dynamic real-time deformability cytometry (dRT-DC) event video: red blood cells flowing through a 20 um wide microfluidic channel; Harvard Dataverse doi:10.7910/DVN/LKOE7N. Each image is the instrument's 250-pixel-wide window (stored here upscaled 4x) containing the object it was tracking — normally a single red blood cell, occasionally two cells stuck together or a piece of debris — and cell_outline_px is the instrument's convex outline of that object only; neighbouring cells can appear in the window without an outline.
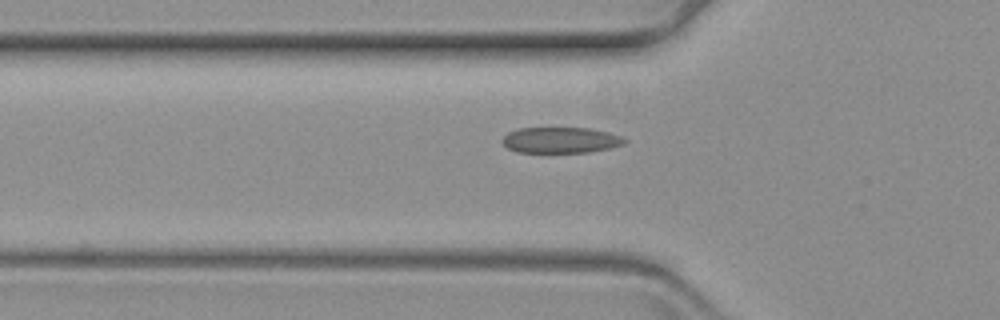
{"species": "common noctule bat (a hibernating species)", "species_latin": "Nyctalus noctula", "temperature_condition": "warm", "stored_images_in_passage": 44, "camera_frame_rate_fps": 3000, "um_per_image_px": 0.085, "animal": {"sex": "female", "body_mass_g": 19.3, "forearm_length_mm": 54.1}, "frame": {"image": 1, "passage_image": 12, "time_ms": 3.667, "image_size_px": [1000, 320], "cell_outline_px": [[628, 140], [624, 144], [608, 148], [588, 152], [516, 152], [508, 148], [500, 140], [508, 132], [520, 128], [588, 128], [608, 132], [624, 136]], "centroid_in_image_um": [47.67, 11.9], "position_along_channel_um": 78.1, "area_um2": 18.44}}
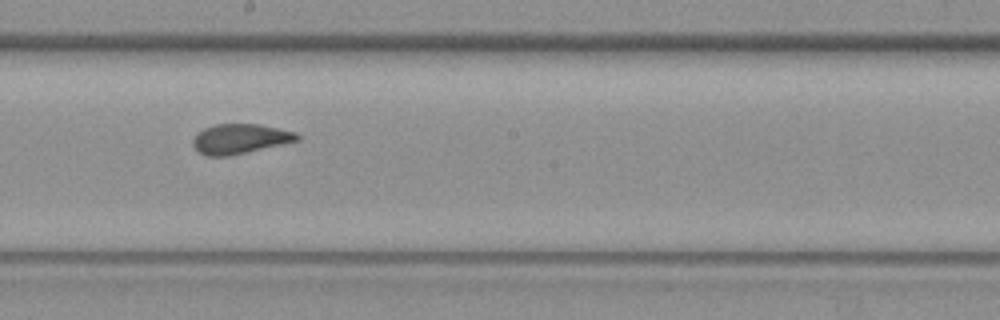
{"frame": {"image": 2, "passage_image": 25, "time_ms": 8.0, "image_size_px": [1000, 320], "cell_outline_px": [[300, 140], [228, 156], [208, 156], [200, 152], [192, 144], [192, 140], [196, 132], [204, 128], [216, 124], [260, 124], [296, 132], [300, 136]], "centroid_in_image_um": [20.39, 11.79], "position_along_channel_um": 227.8, "area_um2": 18.03}}
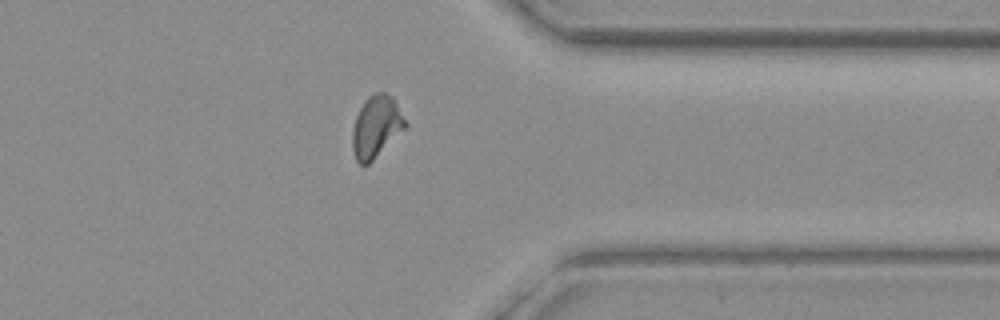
{"frame": {"image": 3, "passage_image": 39, "time_ms": 12.667, "image_size_px": [1000, 320], "cell_outline_px": [[408, 124], [368, 164], [360, 164], [356, 160], [352, 148], [352, 132], [356, 116], [360, 108], [368, 96], [376, 92], [384, 92], [392, 96]], "centroid_in_image_um": [31.96, 10.74], "position_along_channel_um": 379.4, "area_um2": 18.61}}